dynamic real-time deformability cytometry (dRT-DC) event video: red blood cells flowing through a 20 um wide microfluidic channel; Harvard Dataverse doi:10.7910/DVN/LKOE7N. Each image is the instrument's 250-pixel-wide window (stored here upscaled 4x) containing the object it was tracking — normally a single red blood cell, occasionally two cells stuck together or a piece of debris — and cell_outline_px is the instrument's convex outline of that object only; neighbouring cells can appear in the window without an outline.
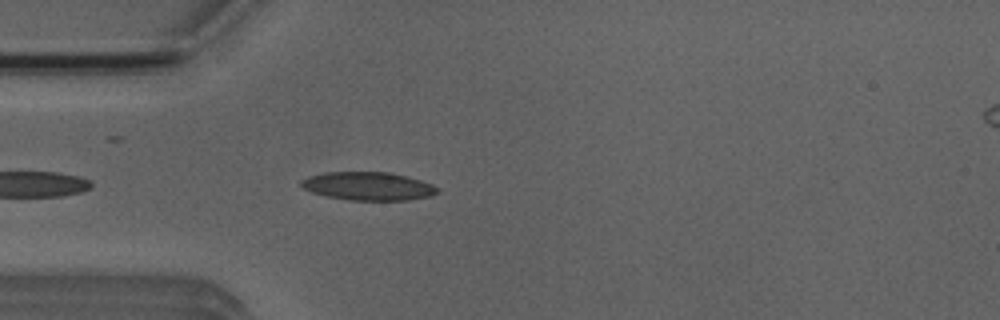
{"species": "Egyptian fruit bat (a non-hibernating species)", "species_latin": "Rousettus aegyptiacus", "temperature_condition": "room temperature", "stored_images_in_passage": 4, "camera_frame_rate_fps": 3000, "um_per_image_px": 0.085, "animal": {"sex": "male"}, "frame": {"image": 1, "passage_image": 4, "time_ms": 4.333, "image_size_px": [1000, 320], "cell_outline_px": [[440, 192], [432, 196], [408, 200], [348, 200], [324, 196], [312, 192], [304, 188], [300, 184], [300, 180], [308, 176], [324, 172], [388, 172], [420, 180], [432, 184], [440, 188]], "centroid_in_image_um": [31.3, 15.83], "position_along_channel_um": 53.7, "area_um2": 22.6}}